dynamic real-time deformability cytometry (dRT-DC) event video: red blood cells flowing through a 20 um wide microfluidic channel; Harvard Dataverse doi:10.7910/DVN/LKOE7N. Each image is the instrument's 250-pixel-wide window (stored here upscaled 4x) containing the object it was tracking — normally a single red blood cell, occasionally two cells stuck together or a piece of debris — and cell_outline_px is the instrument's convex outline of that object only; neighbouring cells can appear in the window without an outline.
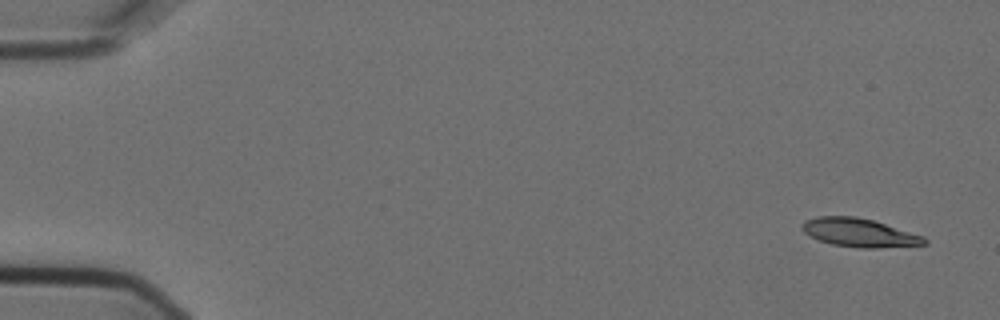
{"species": "Egyptian fruit bat (a non-hibernating species)", "species_latin": "Rousettus aegyptiacus", "temperature_condition": "cold", "stored_images_in_passage": 5, "camera_frame_rate_fps": 3000, "um_per_image_px": 0.085, "animal": {"sex": "female"}, "frame": {"image": 1, "passage_image": 1, "time_ms": 0.0, "image_size_px": [1000, 320], "cell_outline_px": [[928, 244], [876, 248], [860, 248], [832, 244], [820, 240], [804, 232], [800, 228], [800, 224], [804, 220], [816, 216], [856, 216], [872, 220], [924, 236], [928, 240]], "centroid_in_image_um": [73.03, 19.77], "position_along_channel_um": 12.0, "area_um2": 20.29}}
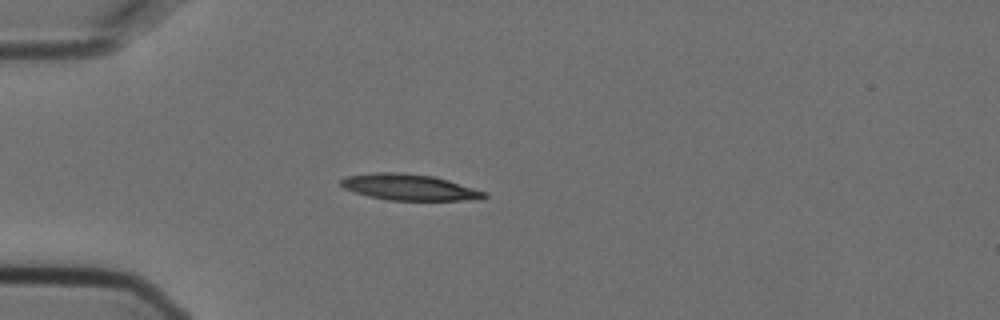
{"frame": {"image": 2, "passage_image": 4, "time_ms": 1.0, "image_size_px": [1000, 320], "cell_outline_px": [[488, 196], [480, 200], [388, 200], [368, 196], [344, 188], [340, 184], [340, 180], [348, 176], [372, 172], [400, 172], [432, 176], [448, 180], [488, 192]], "centroid_in_image_um": [34.83, 15.91], "position_along_channel_um": 50.2, "area_um2": 21.85}}